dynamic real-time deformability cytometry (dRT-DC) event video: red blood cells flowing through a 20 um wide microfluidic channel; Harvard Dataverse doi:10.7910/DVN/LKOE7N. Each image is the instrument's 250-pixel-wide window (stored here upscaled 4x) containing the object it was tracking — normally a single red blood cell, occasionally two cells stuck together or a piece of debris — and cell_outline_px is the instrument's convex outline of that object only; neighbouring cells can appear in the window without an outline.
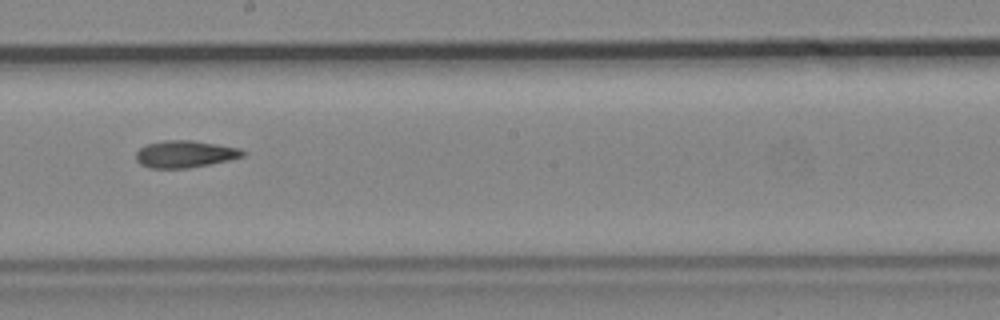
{"species": "common noctule bat (a hibernating species)", "species_latin": "Nyctalus noctula", "temperature_condition": "cold", "stored_images_in_passage": 9, "camera_frame_rate_fps": 3000, "um_per_image_px": 0.085, "animal": {"sex": "male", "body_mass_g": 19.2, "forearm_length_mm": 51.8}, "frame": {"image": 1, "passage_image": 8, "time_ms": 2.333, "image_size_px": [1000, 320], "cell_outline_px": [[248, 152], [244, 156], [228, 160], [188, 168], [148, 168], [140, 164], [136, 160], [136, 152], [144, 144], [164, 140], [192, 140], [240, 148]], "centroid_in_image_um": [15.7, 13.09], "position_along_channel_um": 232.5, "area_um2": 16.94}}
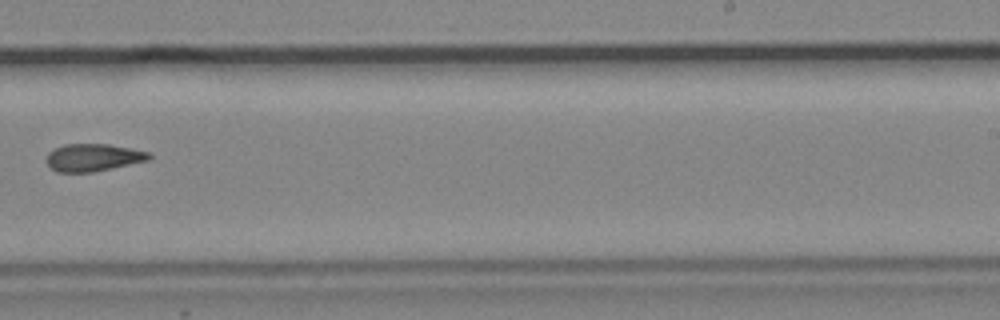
{"frame": {"image": 2, "passage_image": 9, "time_ms": 2.667, "image_size_px": [1000, 320], "cell_outline_px": [[152, 156], [148, 160], [112, 168], [92, 172], [56, 172], [44, 160], [44, 156], [48, 152], [64, 144], [108, 144], [152, 152]], "centroid_in_image_um": [7.9, 13.38], "position_along_channel_um": 281.1, "area_um2": 16.53}}